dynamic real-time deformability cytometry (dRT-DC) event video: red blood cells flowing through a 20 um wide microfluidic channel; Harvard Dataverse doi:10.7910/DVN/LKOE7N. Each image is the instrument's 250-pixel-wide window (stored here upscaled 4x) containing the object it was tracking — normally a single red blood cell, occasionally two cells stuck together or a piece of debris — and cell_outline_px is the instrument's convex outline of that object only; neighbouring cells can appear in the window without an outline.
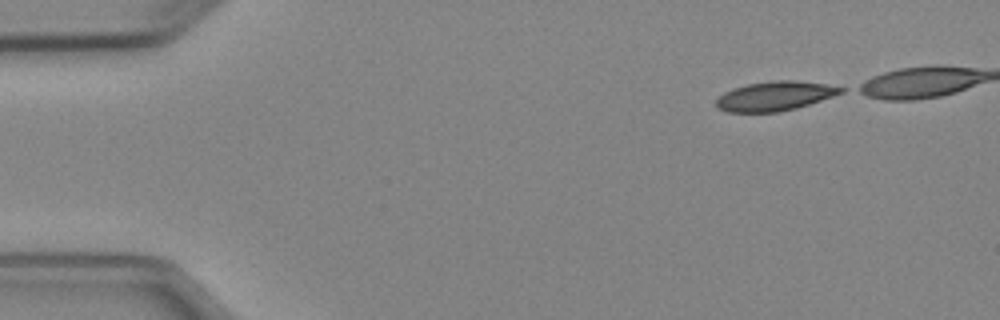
{"species": "Egyptian fruit bat (a non-hibernating species)", "species_latin": "Rousettus aegyptiacus", "temperature_condition": "cold", "stored_images_in_passage": 5, "camera_frame_rate_fps": 3000, "um_per_image_px": 0.085, "animal": {"sex": "female"}, "frame": {"image": 1, "passage_image": 1, "time_ms": 0.0, "image_size_px": [1000, 320], "cell_outline_px": [[844, 92], [796, 108], [776, 112], [728, 112], [716, 108], [716, 100], [724, 92], [732, 88], [748, 84], [772, 80], [796, 80], [824, 84], [844, 88]], "centroid_in_image_um": [65.82, 8.16], "position_along_channel_um": 19.2, "area_um2": 21.15}}